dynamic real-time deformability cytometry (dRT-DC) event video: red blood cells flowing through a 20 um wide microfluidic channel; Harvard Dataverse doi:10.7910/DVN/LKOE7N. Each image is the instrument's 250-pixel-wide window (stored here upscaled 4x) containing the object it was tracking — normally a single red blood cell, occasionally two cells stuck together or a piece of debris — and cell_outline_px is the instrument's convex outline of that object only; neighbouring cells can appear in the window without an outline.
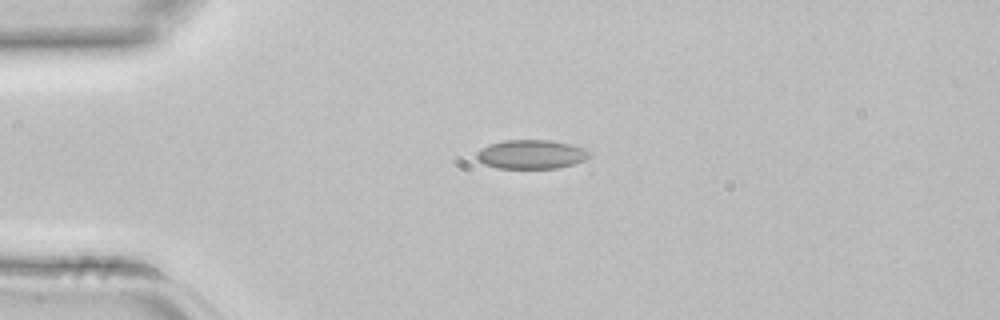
{"species": "common noctule bat (a hibernating species)", "species_latin": "Nyctalus noctula", "temperature_condition": "room temperature", "stored_images_in_passage": 2, "camera_frame_rate_fps": 3000, "um_per_image_px": 0.085, "animal": {"sex": "female", "body_mass_g": 22.7, "forearm_length_mm": 54.2}, "frame": {"image": 1, "passage_image": 1, "time_ms": 0.0, "image_size_px": [1000, 320], "cell_outline_px": [[592, 156], [584, 160], [572, 164], [556, 168], [496, 168], [484, 164], [476, 156], [476, 152], [480, 148], [488, 144], [504, 140], [552, 140], [588, 148], [592, 152]], "centroid_in_image_um": [45.19, 13.1], "position_along_channel_um": 39.8, "area_um2": 19.31}}